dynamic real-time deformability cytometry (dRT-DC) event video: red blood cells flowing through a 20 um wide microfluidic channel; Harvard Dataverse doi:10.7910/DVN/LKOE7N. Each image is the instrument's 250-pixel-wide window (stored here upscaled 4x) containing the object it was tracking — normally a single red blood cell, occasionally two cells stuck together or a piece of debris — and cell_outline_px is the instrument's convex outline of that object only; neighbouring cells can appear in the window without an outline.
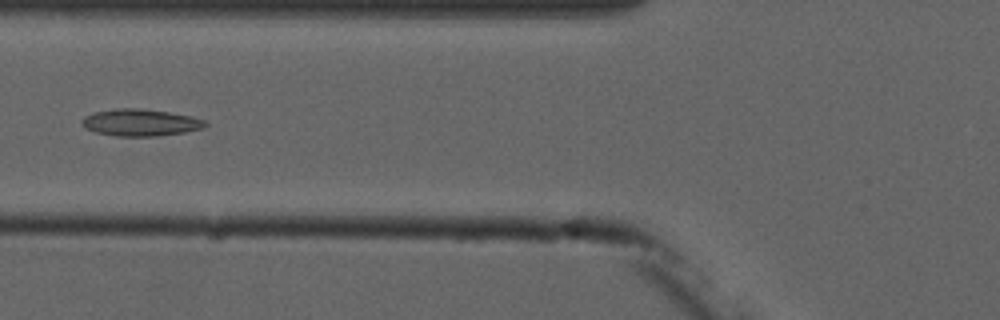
{"species": "common noctule bat (a hibernating species)", "species_latin": "Nyctalus noctula", "temperature_condition": "cold", "stored_images_in_passage": 7, "camera_frame_rate_fps": 3000, "um_per_image_px": 0.085, "animal": {"sex": "male", "forearm_length_mm": 52.5}, "frame": {"image": 1, "passage_image": 6, "time_ms": 6.0, "image_size_px": [1000, 320], "cell_outline_px": [[208, 124], [204, 128], [184, 132], [156, 136], [116, 136], [96, 132], [84, 128], [84, 116], [96, 112], [116, 108], [136, 108], [168, 112], [192, 116], [204, 120]], "centroid_in_image_um": [11.97, 10.42], "position_along_channel_um": 113.8, "area_um2": 19.13}}
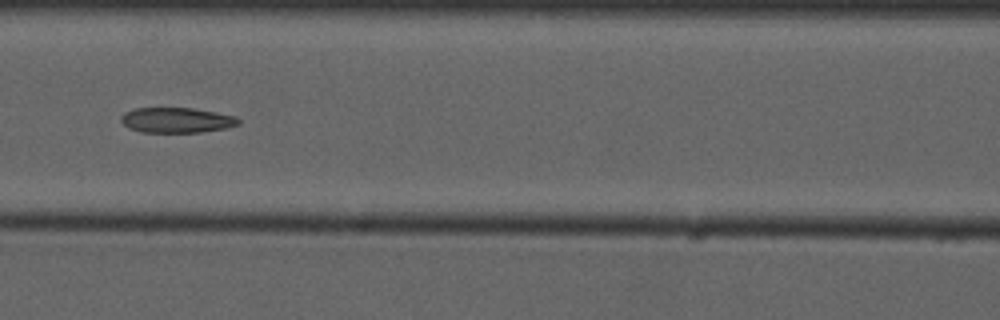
{"frame": {"image": 2, "passage_image": 7, "time_ms": 7.0, "image_size_px": [1000, 320], "cell_outline_px": [[240, 124], [224, 128], [200, 132], [140, 132], [128, 128], [120, 120], [120, 116], [124, 112], [136, 108], [192, 108], [216, 112], [236, 116], [240, 120]], "centroid_in_image_um": [14.99, 10.21], "position_along_channel_um": 151.6, "area_um2": 17.28}}